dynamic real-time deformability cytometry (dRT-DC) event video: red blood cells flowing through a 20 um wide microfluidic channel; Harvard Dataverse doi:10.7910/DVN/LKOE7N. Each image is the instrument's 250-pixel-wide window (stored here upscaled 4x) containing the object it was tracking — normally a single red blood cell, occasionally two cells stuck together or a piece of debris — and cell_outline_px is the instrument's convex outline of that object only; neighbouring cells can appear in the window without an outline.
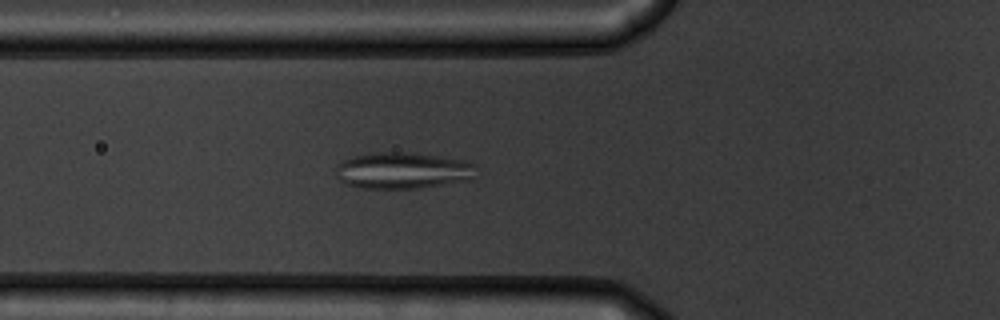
{"species": "common noctule bat (a hibernating species)", "species_latin": "Nyctalus noctula", "temperature_condition": "warm", "stored_images_in_passage": 45, "camera_frame_rate_fps": 3000, "um_per_image_px": 0.085, "animal": {"sex": "male", "body_mass_g": 19.5, "forearm_length_mm": 54.6}, "frame": {"image": 1, "passage_image": 10, "time_ms": 3.0, "image_size_px": [1000, 320], "cell_outline_px": [[476, 164], [472, 180], [420, 188], [360, 188], [348, 184], [340, 180], [336, 176], [336, 164], [352, 156], [368, 152], [404, 152], [440, 156], [468, 160]], "centroid_in_image_um": [34.24, 14.48], "position_along_channel_um": 91.6, "area_um2": 30.17}}
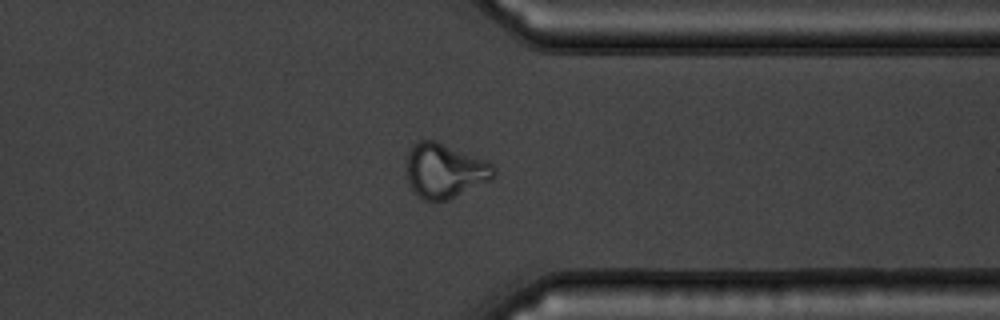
{"frame": {"image": 2, "passage_image": 33, "time_ms": 10.667, "image_size_px": [1000, 320], "cell_outline_px": [[496, 176], [492, 180], [448, 200], [424, 200], [412, 188], [408, 180], [408, 152], [412, 144], [420, 140], [436, 140], [488, 160], [496, 168]], "centroid_in_image_um": [37.87, 14.49], "position_along_channel_um": 373.5, "area_um2": 27.86}}
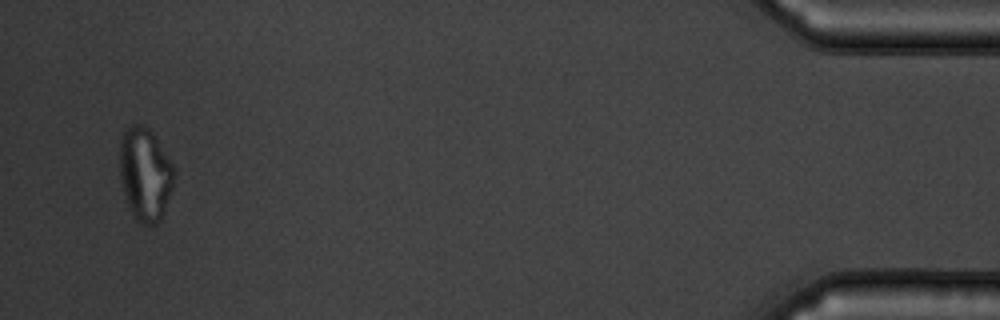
{"frame": {"image": 3, "passage_image": 43, "time_ms": 14.0, "image_size_px": [1000, 320], "cell_outline_px": [[172, 188], [160, 220], [156, 224], [144, 224], [136, 220], [128, 208], [120, 176], [120, 140], [124, 132], [132, 124], [140, 124], [148, 128], [152, 132], [172, 164]], "centroid_in_image_um": [12.3, 14.81], "position_along_channel_um": 422.9, "area_um2": 28.9}, "authors_computed_cell_mechanics": {"area_um2": 27.6862, "velocity_mm_per_s": 3.7099, "shape_relaxation_time_tau1_ms": 8.9515, "shape_relaxation_time_tau2_ms": 1.3238, "deformation_change_tau1": 0.1878, "deformation_change_tau2": 0.069}}